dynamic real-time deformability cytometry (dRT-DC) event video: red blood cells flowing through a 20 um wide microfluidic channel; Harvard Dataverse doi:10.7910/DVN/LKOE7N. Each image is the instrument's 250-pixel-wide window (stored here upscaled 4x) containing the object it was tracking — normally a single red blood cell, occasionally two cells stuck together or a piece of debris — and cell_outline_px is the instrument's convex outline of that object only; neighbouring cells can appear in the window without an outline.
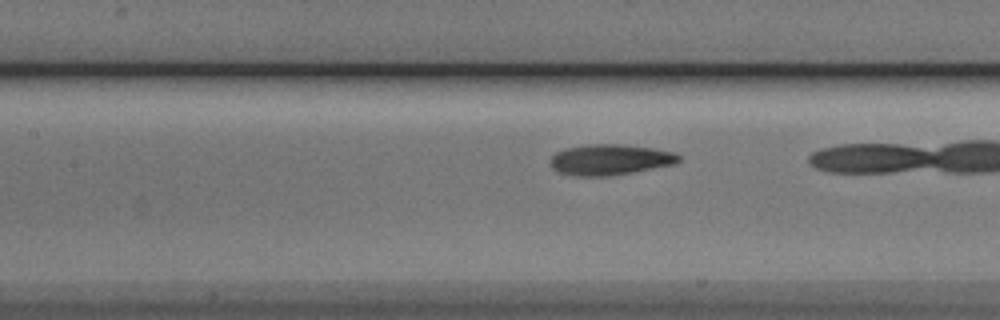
{"species": "Egyptian fruit bat (a non-hibernating species)", "species_latin": "Rousettus aegyptiacus", "temperature_condition": "cold", "stored_images_in_passage": 20, "camera_frame_rate_fps": 3000, "um_per_image_px": 0.085, "animal": {"sex": "male"}, "frame": {"image": 1, "passage_image": 17, "time_ms": 5.333, "image_size_px": [1000, 320], "cell_outline_px": [[680, 160], [676, 164], [632, 172], [608, 176], [580, 176], [560, 172], [552, 168], [552, 156], [556, 152], [564, 148], [588, 144], [624, 144], [652, 148], [676, 152], [680, 156]], "centroid_in_image_um": [51.89, 13.56], "position_along_channel_um": 155.5, "area_um2": 22.95}}